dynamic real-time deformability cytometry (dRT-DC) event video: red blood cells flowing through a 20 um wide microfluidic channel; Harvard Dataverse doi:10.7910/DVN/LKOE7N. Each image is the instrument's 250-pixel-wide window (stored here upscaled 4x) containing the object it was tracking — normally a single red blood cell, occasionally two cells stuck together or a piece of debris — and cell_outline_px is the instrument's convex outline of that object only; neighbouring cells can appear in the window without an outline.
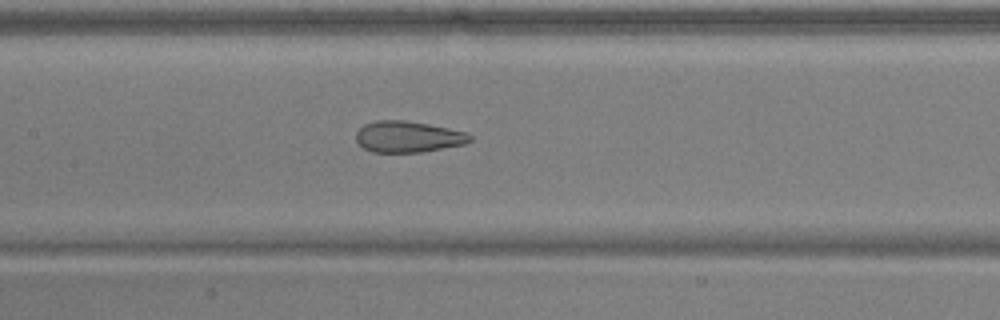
{"species": "common noctule bat (a hibernating species)", "species_latin": "Nyctalus noctula", "temperature_condition": "warm", "stored_images_in_passage": 28, "camera_frame_rate_fps": 3000, "um_per_image_px": 0.085, "animal": {"sex": "male", "body_mass_g": 17.9, "forearm_length_mm": 54.2}, "frame": {"image": 1, "passage_image": 20, "time_ms": 6.333, "image_size_px": [1000, 320], "cell_outline_px": [[472, 140], [464, 144], [420, 152], [372, 152], [364, 148], [356, 140], [356, 132], [364, 124], [376, 120], [404, 120], [428, 124], [468, 132], [472, 136]], "centroid_in_image_um": [34.68, 11.61], "position_along_channel_um": 172.7, "area_um2": 20.69}}
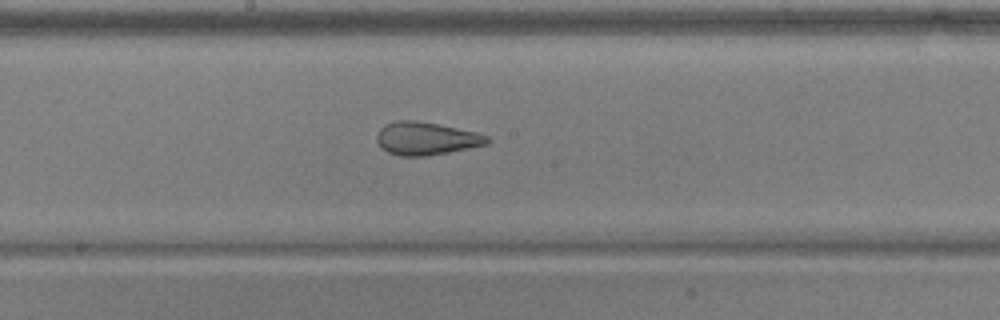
{"frame": {"image": 2, "passage_image": 23, "time_ms": 7.333, "image_size_px": [1000, 320], "cell_outline_px": [[492, 140], [488, 144], [448, 152], [424, 156], [400, 156], [388, 152], [380, 148], [376, 140], [376, 136], [380, 128], [396, 120], [416, 120], [476, 132], [488, 136]], "centroid_in_image_um": [36.21, 11.78], "position_along_channel_um": 212.0, "area_um2": 21.1}}